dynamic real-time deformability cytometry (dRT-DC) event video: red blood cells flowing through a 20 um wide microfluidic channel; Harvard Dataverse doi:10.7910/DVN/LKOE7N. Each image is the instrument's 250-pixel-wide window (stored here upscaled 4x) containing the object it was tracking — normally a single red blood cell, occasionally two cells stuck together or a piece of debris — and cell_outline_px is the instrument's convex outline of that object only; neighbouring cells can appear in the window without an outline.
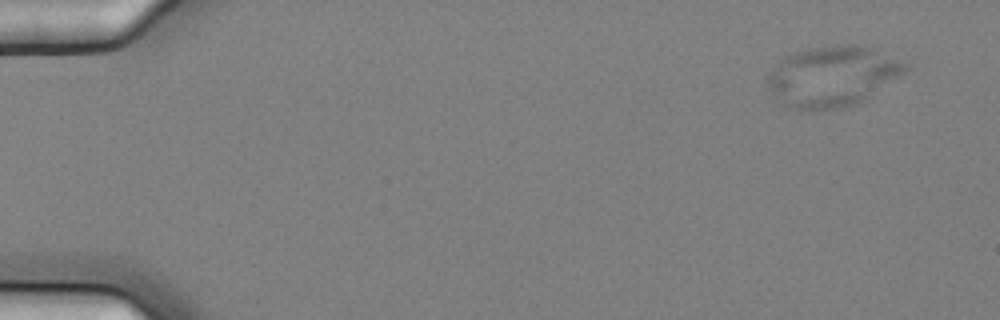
{"species": "common noctule bat (a hibernating species)", "species_latin": "Nyctalus noctula", "temperature_condition": "cold", "stored_images_in_passage": 6, "camera_frame_rate_fps": 3000, "um_per_image_px": 0.085, "animal": {"sex": "female", "body_mass_g": 25.1}, "frame": {"image": 1, "passage_image": 2, "time_ms": 0.333, "image_size_px": [1000, 320], "cell_outline_px": [[908, 68], [904, 72], [860, 100], [844, 108], [812, 112], [800, 112], [788, 108], [780, 104], [764, 84], [764, 80], [776, 60], [784, 56], [808, 48], [836, 44], [856, 44], [872, 48], [908, 64]], "centroid_in_image_um": [70.58, 6.5], "position_along_channel_um": 14.4, "area_um2": 49.07}}